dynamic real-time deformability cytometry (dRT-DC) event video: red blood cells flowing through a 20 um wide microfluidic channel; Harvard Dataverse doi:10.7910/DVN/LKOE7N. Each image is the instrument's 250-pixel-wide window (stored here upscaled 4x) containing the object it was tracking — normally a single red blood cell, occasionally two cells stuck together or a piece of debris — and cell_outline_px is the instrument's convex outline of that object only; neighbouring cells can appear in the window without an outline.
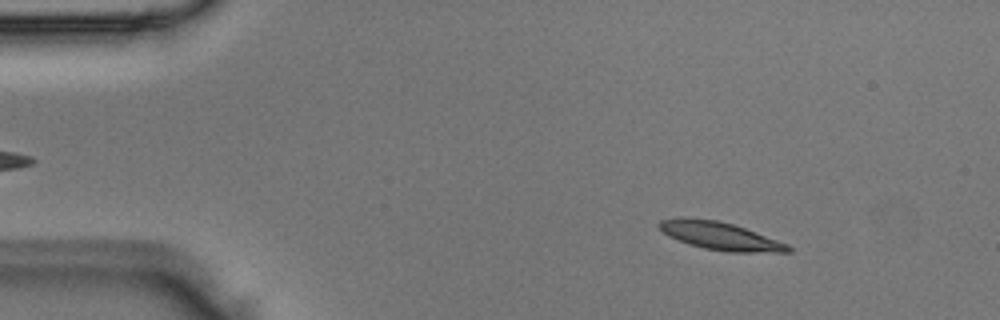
{"species": "Egyptian fruit bat (a non-hibernating species)", "species_latin": "Rousettus aegyptiacus", "temperature_condition": "room temperature", "stored_images_in_passage": 49, "camera_frame_rate_fps": 3000, "um_per_image_px": 0.085, "animal": {"sex": "male"}, "frame": {"image": 1, "passage_image": 6, "time_ms": 1.667, "image_size_px": [1000, 320], "cell_outline_px": [[792, 252], [728, 252], [704, 248], [688, 244], [668, 236], [656, 224], [660, 220], [680, 216], [716, 220], [732, 224], [744, 228], [788, 244], [792, 248]], "centroid_in_image_um": [61.16, 20.05], "position_along_channel_um": 23.8, "area_um2": 20.92}}
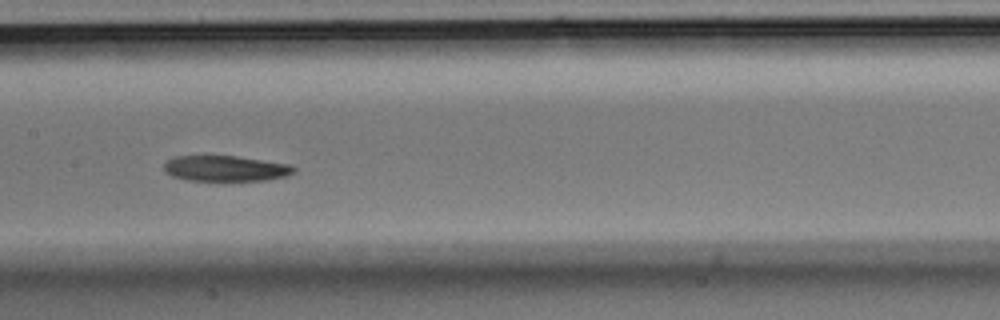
{"frame": {"image": 2, "passage_image": 24, "time_ms": 7.667, "image_size_px": [1000, 320], "cell_outline_px": [[296, 168], [292, 172], [284, 176], [268, 180], [188, 180], [172, 176], [164, 172], [164, 164], [168, 160], [176, 156], [236, 156], [288, 164]], "centroid_in_image_um": [19.13, 14.31], "position_along_channel_um": 188.3, "area_um2": 19.07}}
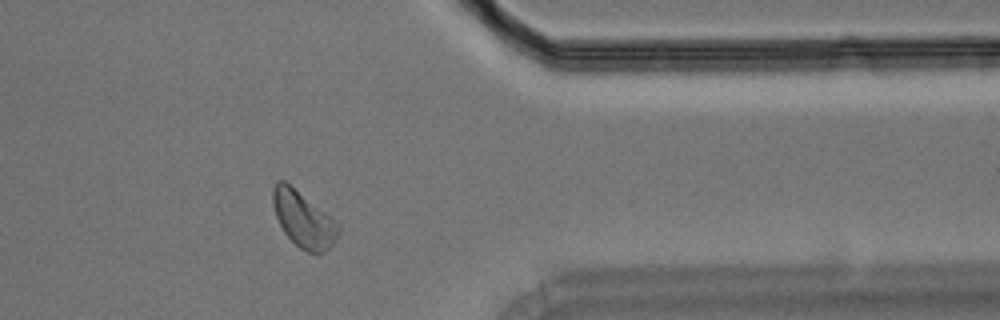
{"frame": {"image": 3, "passage_image": 40, "time_ms": 13.0, "image_size_px": [1000, 320], "cell_outline_px": [[340, 228], [336, 240], [324, 252], [308, 252], [300, 248], [284, 232], [276, 216], [272, 204], [272, 188], [276, 180], [284, 180], [340, 224]], "centroid_in_image_um": [25.77, 18.63], "position_along_channel_um": 385.6, "area_um2": 20.98}}